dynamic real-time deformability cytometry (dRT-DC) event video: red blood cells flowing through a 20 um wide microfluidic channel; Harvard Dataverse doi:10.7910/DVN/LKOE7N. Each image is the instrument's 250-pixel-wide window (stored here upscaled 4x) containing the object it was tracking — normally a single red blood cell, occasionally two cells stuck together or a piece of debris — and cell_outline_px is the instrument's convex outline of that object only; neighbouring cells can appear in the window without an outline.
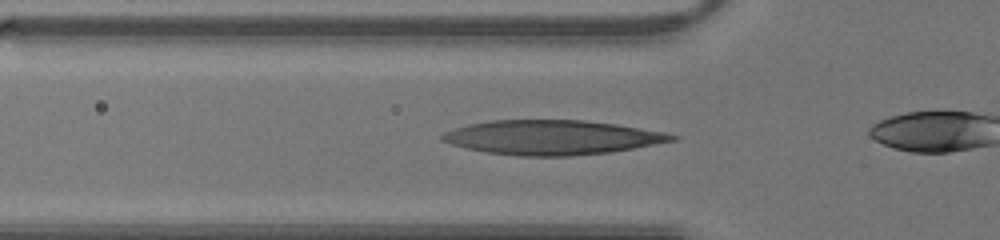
{"species": "human", "species_latin": "Homo sapiens", "temperature_condition": "warm", "stored_images_in_passage": 18, "camera_frame_rate_fps": 3000, "um_per_image_px": 0.085, "donor": {"sex": "male"}, "frame": {"image": 1, "passage_image": 3, "time_ms": 0.667, "image_size_px": [1000, 240], "cell_outline_px": [[680, 136], [676, 140], [612, 152], [572, 156], [520, 156], [488, 152], [468, 148], [452, 144], [440, 140], [440, 136], [444, 132], [468, 124], [492, 120], [584, 120], [616, 124], [664, 132]], "centroid_in_image_um": [46.94, 11.68], "position_along_channel_um": 78.9, "area_um2": 46.01}}
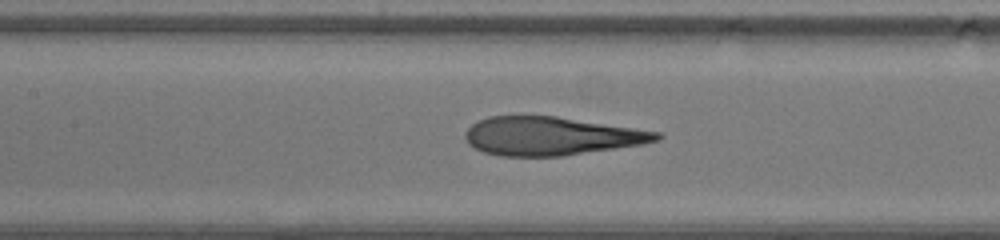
{"frame": {"image": 2, "passage_image": 8, "time_ms": 2.333, "image_size_px": [1000, 240], "cell_outline_px": [[664, 136], [660, 140], [644, 144], [564, 156], [500, 156], [484, 152], [468, 144], [464, 136], [464, 132], [472, 124], [488, 116], [556, 116], [660, 132]], "centroid_in_image_um": [46.86, 11.57], "position_along_channel_um": 160.5, "area_um2": 42.89}}
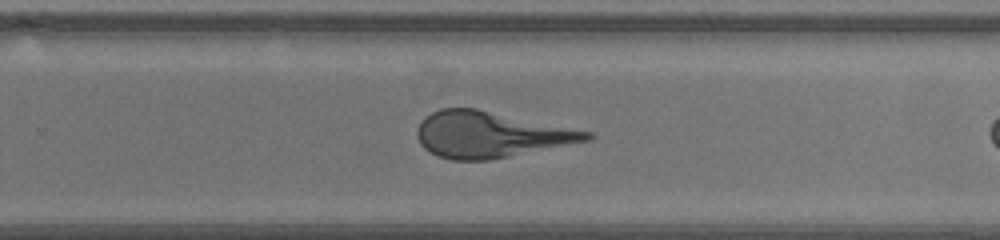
{"frame": {"image": 3, "passage_image": 16, "time_ms": 5.0, "image_size_px": [1000, 240], "cell_outline_px": [[596, 136], [592, 140], [488, 160], [452, 160], [440, 156], [424, 148], [420, 144], [416, 136], [416, 128], [420, 120], [424, 116], [440, 108], [476, 108], [592, 132]], "centroid_in_image_um": [41.66, 11.43], "position_along_channel_um": 288.1, "area_um2": 45.37}}